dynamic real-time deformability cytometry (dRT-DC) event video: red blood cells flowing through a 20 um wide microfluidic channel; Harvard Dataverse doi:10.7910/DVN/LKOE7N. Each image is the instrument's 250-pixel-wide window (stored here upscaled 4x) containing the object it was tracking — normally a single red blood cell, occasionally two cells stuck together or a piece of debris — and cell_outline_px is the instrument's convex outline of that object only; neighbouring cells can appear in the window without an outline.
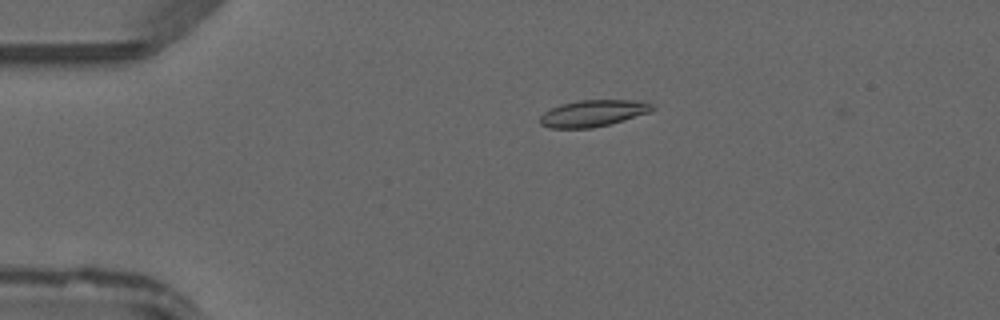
{"species": "common noctule bat (a hibernating species)", "species_latin": "Nyctalus noctula", "temperature_condition": "warm", "stored_images_in_passage": 48, "camera_frame_rate_fps": 3000, "um_per_image_px": 0.085, "animal": {"sex": "male", "forearm_length_mm": 52.5}, "frame": {"image": 1, "passage_image": 11, "time_ms": 3.333, "image_size_px": [1000, 320], "cell_outline_px": [[656, 108], [652, 112], [624, 120], [592, 128], [548, 128], [540, 124], [540, 116], [544, 112], [560, 104], [580, 100], [644, 100], [652, 104]], "centroid_in_image_um": [50.45, 9.62], "position_along_channel_um": 34.5, "area_um2": 17.57}}
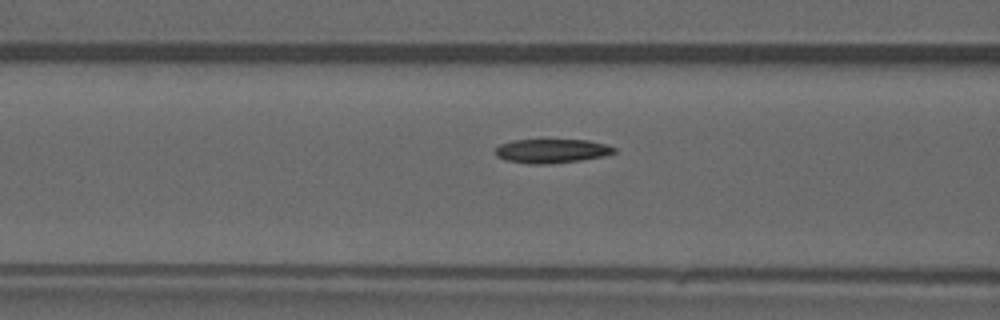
{"frame": {"image": 2, "passage_image": 20, "time_ms": 6.333, "image_size_px": [1000, 320], "cell_outline_px": [[616, 152], [604, 156], [580, 160], [548, 164], [528, 164], [504, 160], [496, 156], [496, 148], [500, 144], [512, 140], [588, 140], [608, 144], [616, 148]], "centroid_in_image_um": [46.9, 12.83], "position_along_channel_um": 119.7, "area_um2": 16.76}}
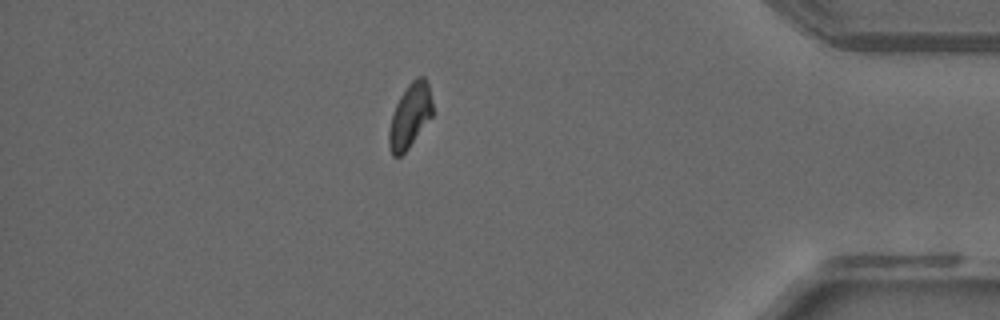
{"frame": {"image": 3, "passage_image": 42, "time_ms": 13.667, "image_size_px": [1000, 320], "cell_outline_px": [[432, 116], [408, 148], [400, 156], [392, 156], [388, 144], [388, 132], [392, 112], [400, 96], [408, 84], [416, 76], [424, 76], [428, 84], [432, 100]], "centroid_in_image_um": [34.83, 9.83], "position_along_channel_um": 400.4, "area_um2": 16.3}}